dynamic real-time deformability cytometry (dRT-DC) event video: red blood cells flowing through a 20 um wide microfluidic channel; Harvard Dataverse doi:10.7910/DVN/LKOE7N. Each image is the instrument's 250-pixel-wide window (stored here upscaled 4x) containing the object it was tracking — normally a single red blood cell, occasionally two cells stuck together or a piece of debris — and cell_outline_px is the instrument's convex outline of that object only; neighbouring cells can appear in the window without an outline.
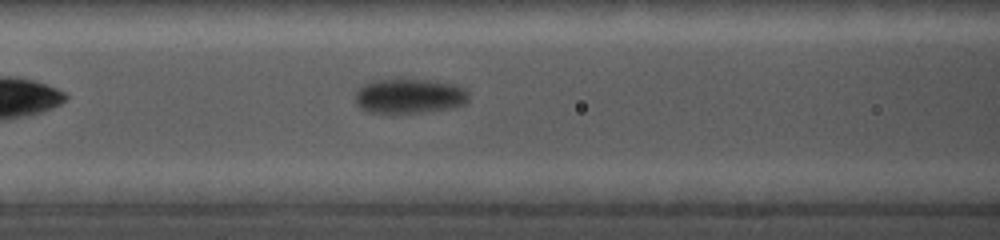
{"species": "common noctule bat (a hibernating species)", "species_latin": "Nyctalus noctula", "temperature_condition": "cold", "stored_images_in_passage": 30, "camera_frame_rate_fps": 5000, "um_per_image_px": 0.085, "animal": {"sex": "female", "body_mass_g": 19.0, "forearm_length_mm": 56.7}, "frame": {"image": 1, "passage_image": 7, "time_ms": 1.8, "image_size_px": [1000, 240], "cell_outline_px": [[468, 104], [452, 108], [420, 112], [364, 112], [360, 108], [356, 100], [356, 92], [364, 84], [372, 80], [436, 80], [452, 84], [464, 88], [468, 92]], "centroid_in_image_um": [34.83, 8.16], "position_along_channel_um": 131.8, "area_um2": 22.83}}
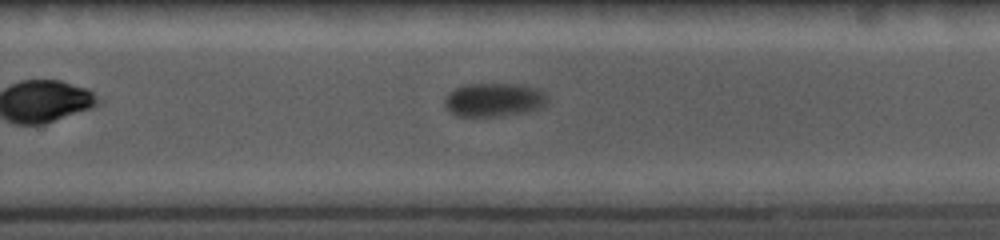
{"frame": {"image": 2, "passage_image": 21, "time_ms": 6.0, "image_size_px": [1000, 240], "cell_outline_px": [[548, 100], [544, 108], [528, 112], [496, 116], [456, 116], [444, 104], [444, 96], [456, 88], [464, 84], [520, 84], [540, 88], [544, 92]], "centroid_in_image_um": [42.04, 8.48], "position_along_channel_um": 287.8, "area_um2": 20.4}}
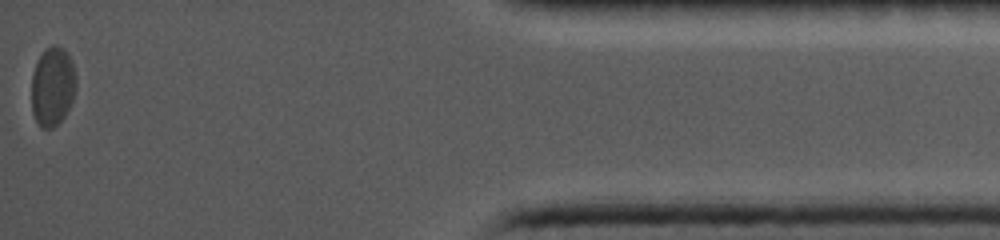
{"frame": {"image": 3, "passage_image": 30, "time_ms": 11.2, "image_size_px": [1000, 240], "cell_outline_px": [[76, 88], [72, 100], [64, 116], [52, 128], [40, 128], [32, 112], [32, 72], [44, 48], [52, 44], [56, 44], [64, 48], [68, 52], [76, 76]], "centroid_in_image_um": [4.47, 7.31], "position_along_channel_um": 430.7, "area_um2": 20.63}}